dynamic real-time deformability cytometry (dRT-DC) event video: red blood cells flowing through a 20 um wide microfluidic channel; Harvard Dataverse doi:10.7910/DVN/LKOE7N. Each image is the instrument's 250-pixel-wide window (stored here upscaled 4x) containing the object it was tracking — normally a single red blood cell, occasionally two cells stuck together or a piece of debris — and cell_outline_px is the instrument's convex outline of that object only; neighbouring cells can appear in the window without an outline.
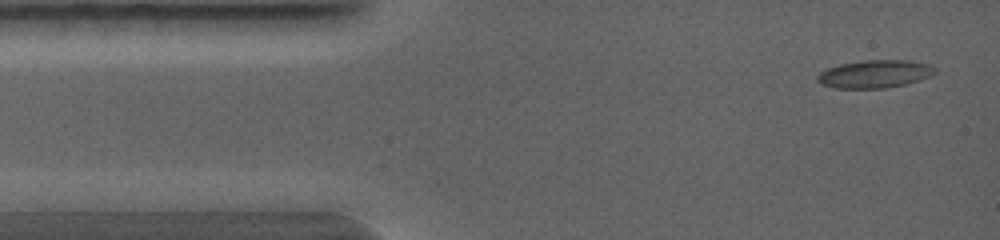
{"species": "common noctule bat (a hibernating species)", "species_latin": "Nyctalus noctula", "temperature_condition": "warm", "stored_images_in_passage": 2, "camera_frame_rate_fps": 5000, "um_per_image_px": 0.085, "animal": {"sex": "female", "body_mass_g": 19.0, "forearm_length_mm": 56.7}, "frame": {"image": 1, "passage_image": 1, "time_ms": 0.0, "image_size_px": [1000, 240], "cell_outline_px": [[936, 72], [932, 76], [904, 84], [888, 88], [836, 88], [820, 84], [816, 80], [816, 76], [820, 72], [828, 68], [840, 64], [864, 60], [908, 60], [928, 64], [936, 68]], "centroid_in_image_um": [74.35, 6.29], "position_along_channel_um": 10.7, "area_um2": 19.13}}